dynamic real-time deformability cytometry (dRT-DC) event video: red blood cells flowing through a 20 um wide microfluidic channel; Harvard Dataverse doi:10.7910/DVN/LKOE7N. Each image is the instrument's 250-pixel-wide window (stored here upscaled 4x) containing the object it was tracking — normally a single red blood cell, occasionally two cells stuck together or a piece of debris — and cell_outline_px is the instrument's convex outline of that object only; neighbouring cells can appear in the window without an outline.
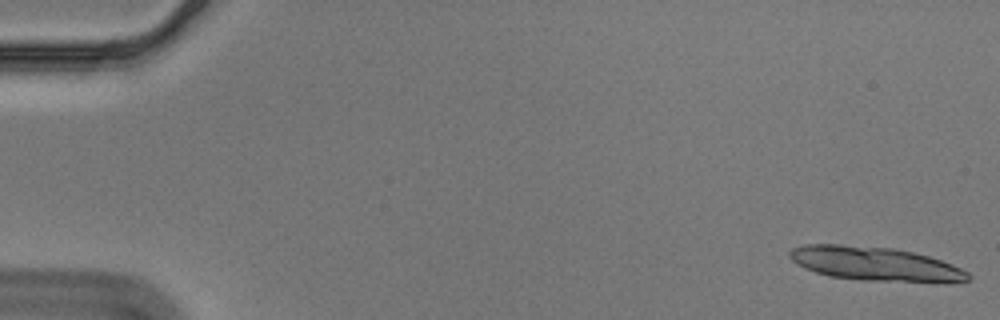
{"species": "Egyptian fruit bat (a non-hibernating species)", "species_latin": "Rousettus aegyptiacus", "temperature_condition": "cold", "stored_images_in_passage": 15, "camera_frame_rate_fps": 3000, "um_per_image_px": 0.085, "animal": {"sex": "male"}, "frame": {"image": 1, "passage_image": 1, "time_ms": 0.0, "image_size_px": [1000, 320], "cell_outline_px": [[972, 276], [968, 280], [868, 280], [832, 276], [816, 272], [804, 268], [796, 264], [788, 256], [788, 252], [792, 248], [804, 244], [840, 244], [892, 248], [912, 252], [928, 256], [952, 264], [968, 272]], "centroid_in_image_um": [74.25, 22.38], "position_along_channel_um": 10.8, "area_um2": 34.22}}